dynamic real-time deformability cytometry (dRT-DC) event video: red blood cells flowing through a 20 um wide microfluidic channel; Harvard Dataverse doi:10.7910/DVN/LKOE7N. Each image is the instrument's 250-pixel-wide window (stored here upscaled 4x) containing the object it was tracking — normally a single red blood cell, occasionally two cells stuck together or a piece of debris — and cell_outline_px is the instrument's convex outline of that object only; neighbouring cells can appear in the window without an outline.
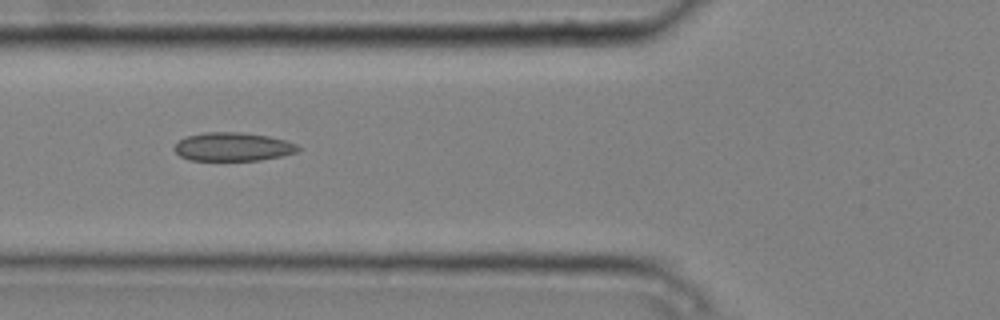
{"species": "common noctule bat (a hibernating species)", "species_latin": "Nyctalus noctula", "temperature_condition": "cold", "stored_images_in_passage": 8, "camera_frame_rate_fps": 3000, "um_per_image_px": 0.085, "animal": {"sex": "male", "body_mass_g": 20.4}, "frame": {"image": 1, "passage_image": 5, "time_ms": 1.333, "image_size_px": [1000, 320], "cell_outline_px": [[300, 148], [296, 152], [280, 156], [260, 160], [188, 160], [180, 156], [172, 148], [184, 136], [204, 132], [240, 132], [268, 136], [284, 140], [296, 144]], "centroid_in_image_um": [19.74, 12.47], "position_along_channel_um": 106.1, "area_um2": 20.52}}
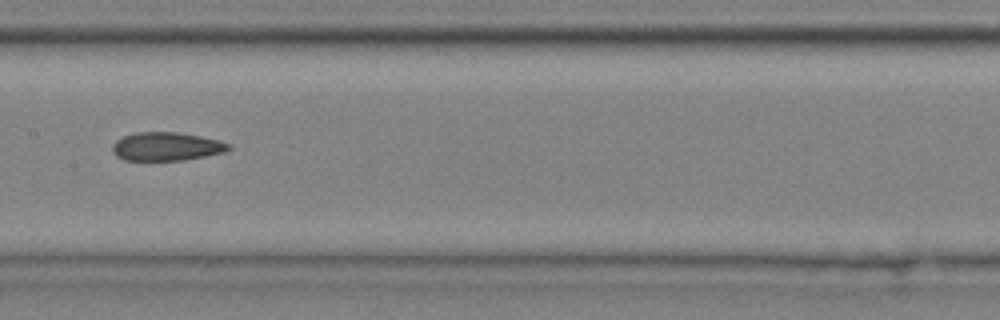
{"frame": {"image": 2, "passage_image": 7, "time_ms": 2.0, "image_size_px": [1000, 320], "cell_outline_px": [[232, 148], [224, 152], [184, 160], [124, 160], [116, 156], [112, 152], [112, 144], [116, 140], [124, 136], [136, 132], [176, 132], [200, 136], [220, 140], [232, 144]], "centroid_in_image_um": [14.15, 12.45], "position_along_channel_um": 193.2, "area_um2": 19.36}}
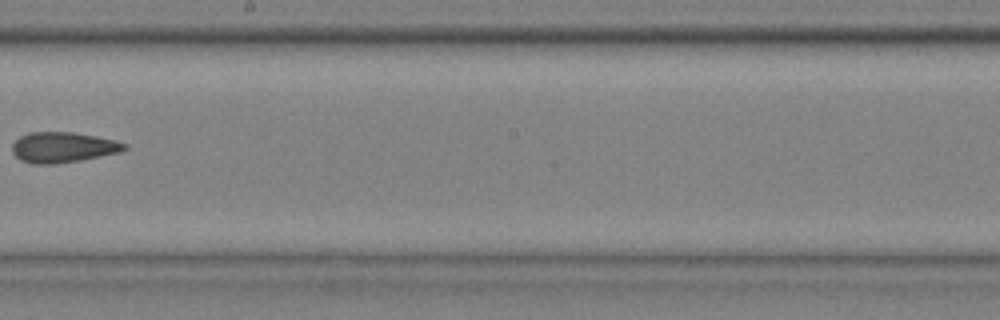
{"frame": {"image": 3, "passage_image": 8, "time_ms": 2.333, "image_size_px": [1000, 320], "cell_outline_px": [[128, 148], [120, 152], [80, 160], [52, 164], [32, 164], [20, 160], [12, 152], [12, 144], [20, 136], [28, 132], [72, 132], [96, 136], [116, 140], [128, 144]], "centroid_in_image_um": [5.35, 12.52], "position_along_channel_um": 242.8, "area_um2": 20.0}}